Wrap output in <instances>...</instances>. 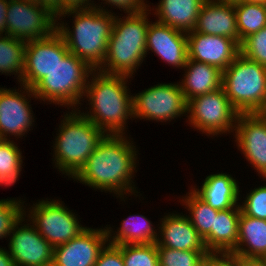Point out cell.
Returning <instances> with one entry per match:
<instances>
[{
  "instance_id": "17",
  "label": "cell",
  "mask_w": 266,
  "mask_h": 266,
  "mask_svg": "<svg viewBox=\"0 0 266 266\" xmlns=\"http://www.w3.org/2000/svg\"><path fill=\"white\" fill-rule=\"evenodd\" d=\"M26 95L0 88V140H8V134L22 136L32 126L31 107Z\"/></svg>"
},
{
  "instance_id": "48",
  "label": "cell",
  "mask_w": 266,
  "mask_h": 266,
  "mask_svg": "<svg viewBox=\"0 0 266 266\" xmlns=\"http://www.w3.org/2000/svg\"><path fill=\"white\" fill-rule=\"evenodd\" d=\"M28 1H32V2H37L38 3V0H28Z\"/></svg>"
},
{
  "instance_id": "47",
  "label": "cell",
  "mask_w": 266,
  "mask_h": 266,
  "mask_svg": "<svg viewBox=\"0 0 266 266\" xmlns=\"http://www.w3.org/2000/svg\"><path fill=\"white\" fill-rule=\"evenodd\" d=\"M5 185V186H8L1 178H0V185Z\"/></svg>"
},
{
  "instance_id": "1",
  "label": "cell",
  "mask_w": 266,
  "mask_h": 266,
  "mask_svg": "<svg viewBox=\"0 0 266 266\" xmlns=\"http://www.w3.org/2000/svg\"><path fill=\"white\" fill-rule=\"evenodd\" d=\"M122 136L104 135L74 178L95 189L113 191L120 196L124 195L123 191L132 193L136 149Z\"/></svg>"
},
{
  "instance_id": "16",
  "label": "cell",
  "mask_w": 266,
  "mask_h": 266,
  "mask_svg": "<svg viewBox=\"0 0 266 266\" xmlns=\"http://www.w3.org/2000/svg\"><path fill=\"white\" fill-rule=\"evenodd\" d=\"M149 50L154 51L167 63L183 68L188 59L187 33L158 21L149 23L146 52Z\"/></svg>"
},
{
  "instance_id": "24",
  "label": "cell",
  "mask_w": 266,
  "mask_h": 266,
  "mask_svg": "<svg viewBox=\"0 0 266 266\" xmlns=\"http://www.w3.org/2000/svg\"><path fill=\"white\" fill-rule=\"evenodd\" d=\"M205 0H161L157 12L158 22L171 28L191 32Z\"/></svg>"
},
{
  "instance_id": "34",
  "label": "cell",
  "mask_w": 266,
  "mask_h": 266,
  "mask_svg": "<svg viewBox=\"0 0 266 266\" xmlns=\"http://www.w3.org/2000/svg\"><path fill=\"white\" fill-rule=\"evenodd\" d=\"M240 53L249 60L266 66V27L246 37L240 45Z\"/></svg>"
},
{
  "instance_id": "2",
  "label": "cell",
  "mask_w": 266,
  "mask_h": 266,
  "mask_svg": "<svg viewBox=\"0 0 266 266\" xmlns=\"http://www.w3.org/2000/svg\"><path fill=\"white\" fill-rule=\"evenodd\" d=\"M70 10L66 14L75 13L73 31L62 23L57 24V31L62 35L66 46L72 54L86 62L93 70L100 68L106 57L108 41L111 36L115 16L105 9Z\"/></svg>"
},
{
  "instance_id": "15",
  "label": "cell",
  "mask_w": 266,
  "mask_h": 266,
  "mask_svg": "<svg viewBox=\"0 0 266 266\" xmlns=\"http://www.w3.org/2000/svg\"><path fill=\"white\" fill-rule=\"evenodd\" d=\"M187 34L188 58L191 60L224 71L240 54V45L231 38L197 32Z\"/></svg>"
},
{
  "instance_id": "5",
  "label": "cell",
  "mask_w": 266,
  "mask_h": 266,
  "mask_svg": "<svg viewBox=\"0 0 266 266\" xmlns=\"http://www.w3.org/2000/svg\"><path fill=\"white\" fill-rule=\"evenodd\" d=\"M222 87L239 113H266V66L240 53L222 71Z\"/></svg>"
},
{
  "instance_id": "41",
  "label": "cell",
  "mask_w": 266,
  "mask_h": 266,
  "mask_svg": "<svg viewBox=\"0 0 266 266\" xmlns=\"http://www.w3.org/2000/svg\"><path fill=\"white\" fill-rule=\"evenodd\" d=\"M89 4H91L89 3V0H61V6L65 11L91 9L95 7L93 5L90 6Z\"/></svg>"
},
{
  "instance_id": "46",
  "label": "cell",
  "mask_w": 266,
  "mask_h": 266,
  "mask_svg": "<svg viewBox=\"0 0 266 266\" xmlns=\"http://www.w3.org/2000/svg\"><path fill=\"white\" fill-rule=\"evenodd\" d=\"M245 2L266 5V0H244Z\"/></svg>"
},
{
  "instance_id": "44",
  "label": "cell",
  "mask_w": 266,
  "mask_h": 266,
  "mask_svg": "<svg viewBox=\"0 0 266 266\" xmlns=\"http://www.w3.org/2000/svg\"><path fill=\"white\" fill-rule=\"evenodd\" d=\"M0 266H16L8 251L0 248Z\"/></svg>"
},
{
  "instance_id": "36",
  "label": "cell",
  "mask_w": 266,
  "mask_h": 266,
  "mask_svg": "<svg viewBox=\"0 0 266 266\" xmlns=\"http://www.w3.org/2000/svg\"><path fill=\"white\" fill-rule=\"evenodd\" d=\"M240 205L241 212L249 217L266 220V185L254 188Z\"/></svg>"
},
{
  "instance_id": "33",
  "label": "cell",
  "mask_w": 266,
  "mask_h": 266,
  "mask_svg": "<svg viewBox=\"0 0 266 266\" xmlns=\"http://www.w3.org/2000/svg\"><path fill=\"white\" fill-rule=\"evenodd\" d=\"M116 246L121 250L125 266H159L156 243Z\"/></svg>"
},
{
  "instance_id": "39",
  "label": "cell",
  "mask_w": 266,
  "mask_h": 266,
  "mask_svg": "<svg viewBox=\"0 0 266 266\" xmlns=\"http://www.w3.org/2000/svg\"><path fill=\"white\" fill-rule=\"evenodd\" d=\"M204 266H239V256L232 254H210Z\"/></svg>"
},
{
  "instance_id": "23",
  "label": "cell",
  "mask_w": 266,
  "mask_h": 266,
  "mask_svg": "<svg viewBox=\"0 0 266 266\" xmlns=\"http://www.w3.org/2000/svg\"><path fill=\"white\" fill-rule=\"evenodd\" d=\"M146 53V44L108 43L105 60L98 70L130 78L136 67L144 60Z\"/></svg>"
},
{
  "instance_id": "4",
  "label": "cell",
  "mask_w": 266,
  "mask_h": 266,
  "mask_svg": "<svg viewBox=\"0 0 266 266\" xmlns=\"http://www.w3.org/2000/svg\"><path fill=\"white\" fill-rule=\"evenodd\" d=\"M64 116L55 139V163L60 171L74 179L105 133L80 114V110Z\"/></svg>"
},
{
  "instance_id": "37",
  "label": "cell",
  "mask_w": 266,
  "mask_h": 266,
  "mask_svg": "<svg viewBox=\"0 0 266 266\" xmlns=\"http://www.w3.org/2000/svg\"><path fill=\"white\" fill-rule=\"evenodd\" d=\"M94 266H125L121 250L112 244H107L99 253Z\"/></svg>"
},
{
  "instance_id": "27",
  "label": "cell",
  "mask_w": 266,
  "mask_h": 266,
  "mask_svg": "<svg viewBox=\"0 0 266 266\" xmlns=\"http://www.w3.org/2000/svg\"><path fill=\"white\" fill-rule=\"evenodd\" d=\"M139 217V219H138ZM157 233L153 230L151 222L144 216H129L123 220L115 236L108 240L112 245L121 244H153L157 243Z\"/></svg>"
},
{
  "instance_id": "40",
  "label": "cell",
  "mask_w": 266,
  "mask_h": 266,
  "mask_svg": "<svg viewBox=\"0 0 266 266\" xmlns=\"http://www.w3.org/2000/svg\"><path fill=\"white\" fill-rule=\"evenodd\" d=\"M38 4L56 19L66 12L61 6V0H38Z\"/></svg>"
},
{
  "instance_id": "18",
  "label": "cell",
  "mask_w": 266,
  "mask_h": 266,
  "mask_svg": "<svg viewBox=\"0 0 266 266\" xmlns=\"http://www.w3.org/2000/svg\"><path fill=\"white\" fill-rule=\"evenodd\" d=\"M191 32L224 36L240 45L234 5L205 0Z\"/></svg>"
},
{
  "instance_id": "45",
  "label": "cell",
  "mask_w": 266,
  "mask_h": 266,
  "mask_svg": "<svg viewBox=\"0 0 266 266\" xmlns=\"http://www.w3.org/2000/svg\"><path fill=\"white\" fill-rule=\"evenodd\" d=\"M215 2H219V3H226V4H232V5H235L237 3H241L243 2L244 0H213Z\"/></svg>"
},
{
  "instance_id": "38",
  "label": "cell",
  "mask_w": 266,
  "mask_h": 266,
  "mask_svg": "<svg viewBox=\"0 0 266 266\" xmlns=\"http://www.w3.org/2000/svg\"><path fill=\"white\" fill-rule=\"evenodd\" d=\"M109 4L116 5L119 9L123 8L128 14H137L147 10L144 0H103Z\"/></svg>"
},
{
  "instance_id": "6",
  "label": "cell",
  "mask_w": 266,
  "mask_h": 266,
  "mask_svg": "<svg viewBox=\"0 0 266 266\" xmlns=\"http://www.w3.org/2000/svg\"><path fill=\"white\" fill-rule=\"evenodd\" d=\"M96 71L69 52L62 60H58L48 74L32 89L25 85L23 89L27 90L26 93H31V96H35L34 98L75 107V104H80L79 100L85 95L86 79Z\"/></svg>"
},
{
  "instance_id": "29",
  "label": "cell",
  "mask_w": 266,
  "mask_h": 266,
  "mask_svg": "<svg viewBox=\"0 0 266 266\" xmlns=\"http://www.w3.org/2000/svg\"><path fill=\"white\" fill-rule=\"evenodd\" d=\"M26 41L5 35L0 37V72L23 75Z\"/></svg>"
},
{
  "instance_id": "30",
  "label": "cell",
  "mask_w": 266,
  "mask_h": 266,
  "mask_svg": "<svg viewBox=\"0 0 266 266\" xmlns=\"http://www.w3.org/2000/svg\"><path fill=\"white\" fill-rule=\"evenodd\" d=\"M188 195L185 197L186 199L182 200L191 213V217H188V219L205 240L213 231L214 217H216L219 210L209 206L194 191H191Z\"/></svg>"
},
{
  "instance_id": "32",
  "label": "cell",
  "mask_w": 266,
  "mask_h": 266,
  "mask_svg": "<svg viewBox=\"0 0 266 266\" xmlns=\"http://www.w3.org/2000/svg\"><path fill=\"white\" fill-rule=\"evenodd\" d=\"M159 266H204L208 251H181L157 247Z\"/></svg>"
},
{
  "instance_id": "8",
  "label": "cell",
  "mask_w": 266,
  "mask_h": 266,
  "mask_svg": "<svg viewBox=\"0 0 266 266\" xmlns=\"http://www.w3.org/2000/svg\"><path fill=\"white\" fill-rule=\"evenodd\" d=\"M6 22L7 35L26 42L46 38L57 30L55 17L28 0H9Z\"/></svg>"
},
{
  "instance_id": "14",
  "label": "cell",
  "mask_w": 266,
  "mask_h": 266,
  "mask_svg": "<svg viewBox=\"0 0 266 266\" xmlns=\"http://www.w3.org/2000/svg\"><path fill=\"white\" fill-rule=\"evenodd\" d=\"M236 123L234 130L239 148L266 178V113H239Z\"/></svg>"
},
{
  "instance_id": "19",
  "label": "cell",
  "mask_w": 266,
  "mask_h": 266,
  "mask_svg": "<svg viewBox=\"0 0 266 266\" xmlns=\"http://www.w3.org/2000/svg\"><path fill=\"white\" fill-rule=\"evenodd\" d=\"M162 220V224L159 227L161 229L162 239H157V247H166L181 251H208L204 239L193 227L188 217L169 214Z\"/></svg>"
},
{
  "instance_id": "43",
  "label": "cell",
  "mask_w": 266,
  "mask_h": 266,
  "mask_svg": "<svg viewBox=\"0 0 266 266\" xmlns=\"http://www.w3.org/2000/svg\"><path fill=\"white\" fill-rule=\"evenodd\" d=\"M239 266H266V258H249L239 256Z\"/></svg>"
},
{
  "instance_id": "7",
  "label": "cell",
  "mask_w": 266,
  "mask_h": 266,
  "mask_svg": "<svg viewBox=\"0 0 266 266\" xmlns=\"http://www.w3.org/2000/svg\"><path fill=\"white\" fill-rule=\"evenodd\" d=\"M189 122L200 131L215 136L235 128L239 112L232 106L223 87L187 102Z\"/></svg>"
},
{
  "instance_id": "21",
  "label": "cell",
  "mask_w": 266,
  "mask_h": 266,
  "mask_svg": "<svg viewBox=\"0 0 266 266\" xmlns=\"http://www.w3.org/2000/svg\"><path fill=\"white\" fill-rule=\"evenodd\" d=\"M185 68L188 69L180 87L186 102L222 87V71L216 66L188 58Z\"/></svg>"
},
{
  "instance_id": "12",
  "label": "cell",
  "mask_w": 266,
  "mask_h": 266,
  "mask_svg": "<svg viewBox=\"0 0 266 266\" xmlns=\"http://www.w3.org/2000/svg\"><path fill=\"white\" fill-rule=\"evenodd\" d=\"M85 228L76 238L54 247L52 266H94L111 229Z\"/></svg>"
},
{
  "instance_id": "3",
  "label": "cell",
  "mask_w": 266,
  "mask_h": 266,
  "mask_svg": "<svg viewBox=\"0 0 266 266\" xmlns=\"http://www.w3.org/2000/svg\"><path fill=\"white\" fill-rule=\"evenodd\" d=\"M98 73L92 77L91 84L87 81L85 88V94H88L85 96L89 98L93 111L91 114H81L105 134L123 135L126 120L133 117L132 96L128 95L125 85L128 77Z\"/></svg>"
},
{
  "instance_id": "28",
  "label": "cell",
  "mask_w": 266,
  "mask_h": 266,
  "mask_svg": "<svg viewBox=\"0 0 266 266\" xmlns=\"http://www.w3.org/2000/svg\"><path fill=\"white\" fill-rule=\"evenodd\" d=\"M234 9L240 45L246 37L266 27V5L243 1L235 4Z\"/></svg>"
},
{
  "instance_id": "25",
  "label": "cell",
  "mask_w": 266,
  "mask_h": 266,
  "mask_svg": "<svg viewBox=\"0 0 266 266\" xmlns=\"http://www.w3.org/2000/svg\"><path fill=\"white\" fill-rule=\"evenodd\" d=\"M243 244L248 248H243ZM231 254L240 257L266 258V220L249 217L241 212L237 246Z\"/></svg>"
},
{
  "instance_id": "20",
  "label": "cell",
  "mask_w": 266,
  "mask_h": 266,
  "mask_svg": "<svg viewBox=\"0 0 266 266\" xmlns=\"http://www.w3.org/2000/svg\"><path fill=\"white\" fill-rule=\"evenodd\" d=\"M240 214V205L218 211L214 217L213 231L204 240L210 254H231L236 249Z\"/></svg>"
},
{
  "instance_id": "11",
  "label": "cell",
  "mask_w": 266,
  "mask_h": 266,
  "mask_svg": "<svg viewBox=\"0 0 266 266\" xmlns=\"http://www.w3.org/2000/svg\"><path fill=\"white\" fill-rule=\"evenodd\" d=\"M68 53L66 43L57 30L46 38L27 41L21 84L32 89Z\"/></svg>"
},
{
  "instance_id": "9",
  "label": "cell",
  "mask_w": 266,
  "mask_h": 266,
  "mask_svg": "<svg viewBox=\"0 0 266 266\" xmlns=\"http://www.w3.org/2000/svg\"><path fill=\"white\" fill-rule=\"evenodd\" d=\"M133 117L151 120H170L187 112L180 85L158 84L132 96Z\"/></svg>"
},
{
  "instance_id": "13",
  "label": "cell",
  "mask_w": 266,
  "mask_h": 266,
  "mask_svg": "<svg viewBox=\"0 0 266 266\" xmlns=\"http://www.w3.org/2000/svg\"><path fill=\"white\" fill-rule=\"evenodd\" d=\"M23 218L14 225L9 243V254L16 266H52L54 247L34 225L19 228L18 224L21 225Z\"/></svg>"
},
{
  "instance_id": "22",
  "label": "cell",
  "mask_w": 266,
  "mask_h": 266,
  "mask_svg": "<svg viewBox=\"0 0 266 266\" xmlns=\"http://www.w3.org/2000/svg\"><path fill=\"white\" fill-rule=\"evenodd\" d=\"M193 191L209 206L219 211L234 208L239 197V186L228 174H212L205 178L202 188Z\"/></svg>"
},
{
  "instance_id": "26",
  "label": "cell",
  "mask_w": 266,
  "mask_h": 266,
  "mask_svg": "<svg viewBox=\"0 0 266 266\" xmlns=\"http://www.w3.org/2000/svg\"><path fill=\"white\" fill-rule=\"evenodd\" d=\"M146 13L128 14L123 20L115 17L108 43L146 44L149 26Z\"/></svg>"
},
{
  "instance_id": "10",
  "label": "cell",
  "mask_w": 266,
  "mask_h": 266,
  "mask_svg": "<svg viewBox=\"0 0 266 266\" xmlns=\"http://www.w3.org/2000/svg\"><path fill=\"white\" fill-rule=\"evenodd\" d=\"M31 217L40 235L53 247L76 238L86 227L80 226L76 216L56 200L40 201L32 207Z\"/></svg>"
},
{
  "instance_id": "35",
  "label": "cell",
  "mask_w": 266,
  "mask_h": 266,
  "mask_svg": "<svg viewBox=\"0 0 266 266\" xmlns=\"http://www.w3.org/2000/svg\"><path fill=\"white\" fill-rule=\"evenodd\" d=\"M18 200H0V239L11 235L14 225L24 216Z\"/></svg>"
},
{
  "instance_id": "31",
  "label": "cell",
  "mask_w": 266,
  "mask_h": 266,
  "mask_svg": "<svg viewBox=\"0 0 266 266\" xmlns=\"http://www.w3.org/2000/svg\"><path fill=\"white\" fill-rule=\"evenodd\" d=\"M12 141L0 140V178L8 185L14 184L19 176L22 155Z\"/></svg>"
},
{
  "instance_id": "42",
  "label": "cell",
  "mask_w": 266,
  "mask_h": 266,
  "mask_svg": "<svg viewBox=\"0 0 266 266\" xmlns=\"http://www.w3.org/2000/svg\"><path fill=\"white\" fill-rule=\"evenodd\" d=\"M8 4L9 1L7 0H0V36L4 33L7 34V22L6 16L8 11Z\"/></svg>"
}]
</instances>
